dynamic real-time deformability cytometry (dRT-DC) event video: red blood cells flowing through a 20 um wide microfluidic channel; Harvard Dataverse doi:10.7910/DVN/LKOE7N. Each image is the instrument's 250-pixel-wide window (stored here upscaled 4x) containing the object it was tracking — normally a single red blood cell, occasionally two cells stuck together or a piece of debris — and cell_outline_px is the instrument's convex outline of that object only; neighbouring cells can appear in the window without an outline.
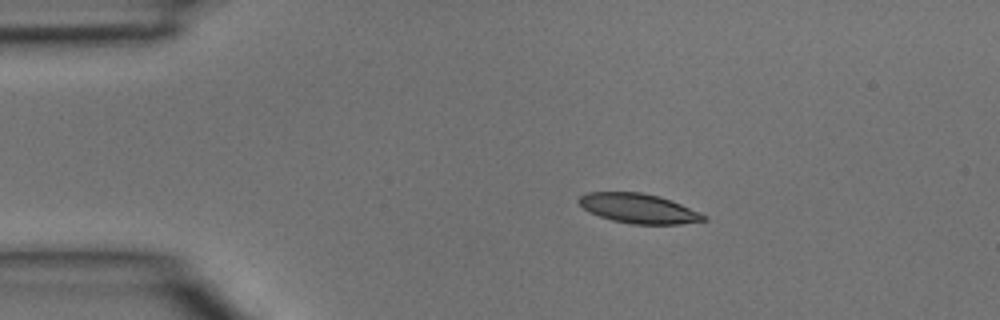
{"species": "common noctule bat (a hibernating species)", "species_latin": "Nyctalus noctula", "temperature_condition": "room temperature", "stored_images_in_passage": 3, "segment_of_instrument_passage": [1, 2], "camera_frame_rate_fps": 3000, "um_per_image_px": 0.085, "animal": {"sex": "male", "body_mass_g": 15.6}, "frame": {"image": 1, "passage_image": 1, "time_ms": 0.0, "image_size_px": [1000, 320], "cell_outline_px": [[708, 220], [680, 224], [632, 224], [612, 220], [600, 216], [584, 208], [576, 200], [580, 196], [588, 192], [640, 192], [660, 196], [672, 200], [700, 212], [708, 216]], "centroid_in_image_um": [54.33, 17.71], "position_along_channel_um": 30.7, "area_um2": 21.56}}